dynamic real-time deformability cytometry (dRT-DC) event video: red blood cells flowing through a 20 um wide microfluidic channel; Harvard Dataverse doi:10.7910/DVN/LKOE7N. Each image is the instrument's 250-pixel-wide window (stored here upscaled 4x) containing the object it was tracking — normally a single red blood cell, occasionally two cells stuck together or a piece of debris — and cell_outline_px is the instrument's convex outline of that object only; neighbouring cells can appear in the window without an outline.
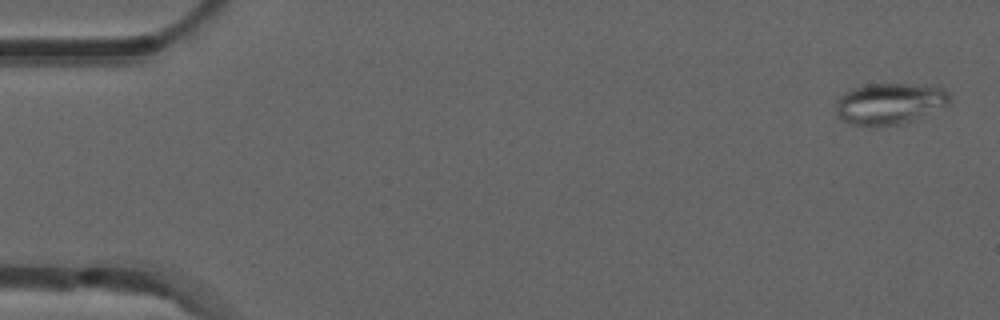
{"species": "common noctule bat (a hibernating species)", "species_latin": "Nyctalus noctula", "temperature_condition": "room temperature", "stored_images_in_passage": 5, "camera_frame_rate_fps": 3000, "um_per_image_px": 0.085, "animal": {"sex": "male", "forearm_length_mm": 52.5}, "frame": {"image": 1, "passage_image": 1, "time_ms": 0.0, "image_size_px": [1000, 320], "cell_outline_px": [[952, 100], [948, 104], [904, 124], [876, 128], [872, 128], [848, 124], [836, 116], [836, 100], [840, 96], [852, 88], [868, 84], [940, 84], [952, 92]], "centroid_in_image_um": [75.66, 8.81], "position_along_channel_um": 9.3, "area_um2": 28.55}}